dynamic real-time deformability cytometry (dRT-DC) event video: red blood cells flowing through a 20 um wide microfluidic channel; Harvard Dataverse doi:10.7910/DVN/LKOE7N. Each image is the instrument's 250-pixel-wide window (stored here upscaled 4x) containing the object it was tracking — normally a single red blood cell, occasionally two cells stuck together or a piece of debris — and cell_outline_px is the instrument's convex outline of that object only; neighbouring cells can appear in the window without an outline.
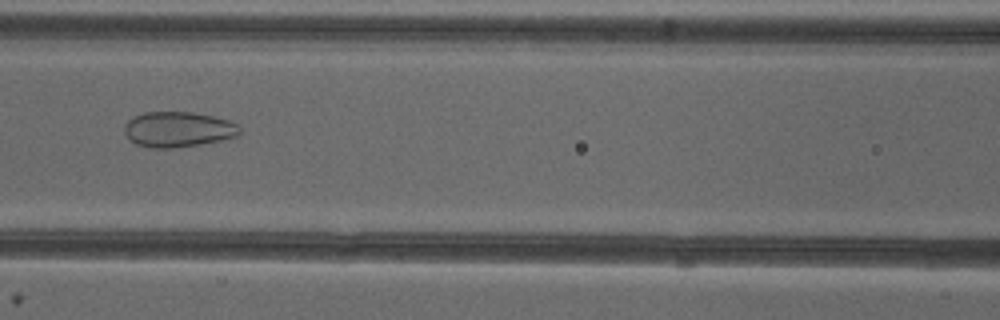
{"species": "common noctule bat (a hibernating species)", "species_latin": "Nyctalus noctula", "temperature_condition": "cold", "stored_images_in_passage": 51, "camera_frame_rate_fps": 3000, "um_per_image_px": 0.085, "animal": {"sex": "female"}, "frame": {"image": 1, "passage_image": 23, "time_ms": 7.333, "image_size_px": [1000, 320], "cell_outline_px": [[240, 136], [200, 144], [172, 148], [148, 148], [136, 144], [124, 132], [124, 124], [128, 120], [144, 112], [192, 112], [212, 116], [228, 120], [236, 124], [240, 128]], "centroid_in_image_um": [15.14, 11.0], "position_along_channel_um": 151.5, "area_um2": 23.7}}
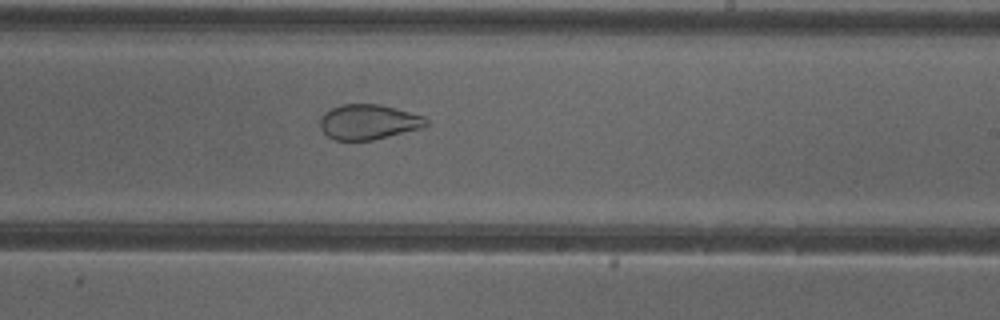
{"frame": {"image": 2, "passage_image": 31, "time_ms": 10.0, "image_size_px": [1000, 320], "cell_outline_px": [[428, 124], [424, 128], [372, 140], [336, 140], [328, 136], [320, 128], [320, 116], [324, 112], [340, 104], [380, 104], [396, 108], [424, 116], [428, 120]], "centroid_in_image_um": [31.33, 10.36], "position_along_channel_um": 257.7, "area_um2": 21.85}}
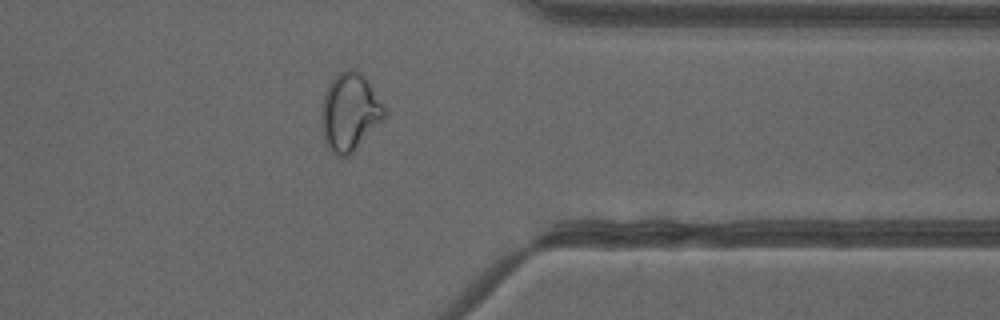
{"frame": {"image": 3, "passage_image": 41, "time_ms": 13.333, "image_size_px": [1000, 320], "cell_outline_px": [[388, 116], [348, 156], [336, 156], [328, 148], [324, 140], [320, 124], [320, 104], [324, 92], [328, 84], [340, 72], [348, 68], [352, 68], [360, 72], [368, 80], [388, 108]], "centroid_in_image_um": [29.74, 9.51], "position_along_channel_um": 381.7, "area_um2": 29.42}}